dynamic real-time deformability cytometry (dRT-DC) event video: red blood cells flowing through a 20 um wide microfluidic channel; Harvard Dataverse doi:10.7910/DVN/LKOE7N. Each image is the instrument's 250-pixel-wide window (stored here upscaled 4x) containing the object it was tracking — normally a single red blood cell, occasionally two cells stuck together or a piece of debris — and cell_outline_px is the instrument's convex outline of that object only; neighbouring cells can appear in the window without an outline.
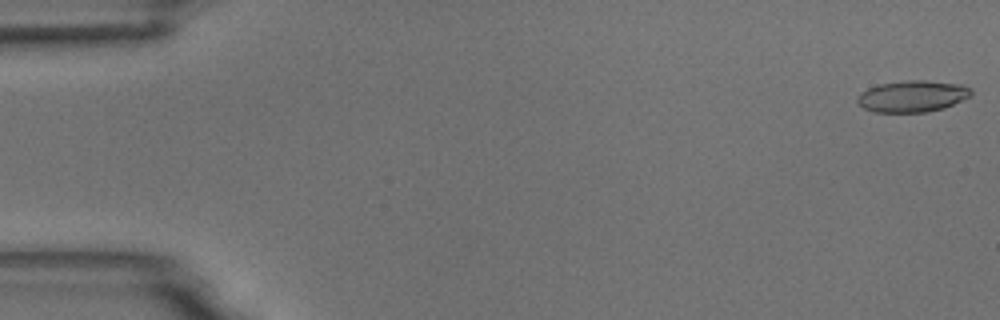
{"species": "common noctule bat (a hibernating species)", "species_latin": "Nyctalus noctula", "temperature_condition": "room temperature", "stored_images_in_passage": 5, "camera_frame_rate_fps": 3000, "um_per_image_px": 0.085, "animal": {"sex": "male", "body_mass_g": 18.8}, "frame": {"image": 1, "passage_image": 1, "time_ms": 0.0, "image_size_px": [1000, 320], "cell_outline_px": [[972, 96], [944, 108], [928, 112], [876, 112], [864, 108], [856, 100], [856, 96], [868, 88], [880, 84], [908, 80], [924, 80], [964, 84], [972, 88]], "centroid_in_image_um": [77.6, 8.17], "position_along_channel_um": 7.4, "area_um2": 21.04}}
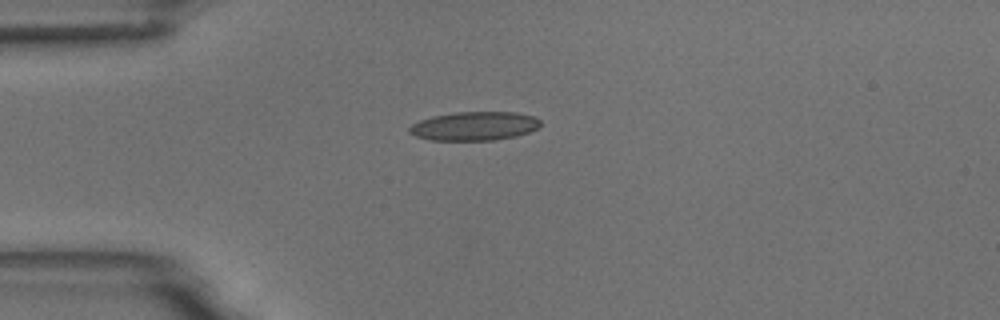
{"frame": {"image": 2, "passage_image": 5, "time_ms": 4.333, "image_size_px": [1000, 320], "cell_outline_px": [[540, 124], [536, 128], [528, 132], [516, 136], [496, 140], [432, 140], [416, 136], [408, 132], [408, 128], [412, 124], [420, 120], [432, 116], [456, 112], [516, 112], [536, 116], [540, 120]], "centroid_in_image_um": [40.32, 10.71], "position_along_channel_um": 44.7, "area_um2": 22.02}}